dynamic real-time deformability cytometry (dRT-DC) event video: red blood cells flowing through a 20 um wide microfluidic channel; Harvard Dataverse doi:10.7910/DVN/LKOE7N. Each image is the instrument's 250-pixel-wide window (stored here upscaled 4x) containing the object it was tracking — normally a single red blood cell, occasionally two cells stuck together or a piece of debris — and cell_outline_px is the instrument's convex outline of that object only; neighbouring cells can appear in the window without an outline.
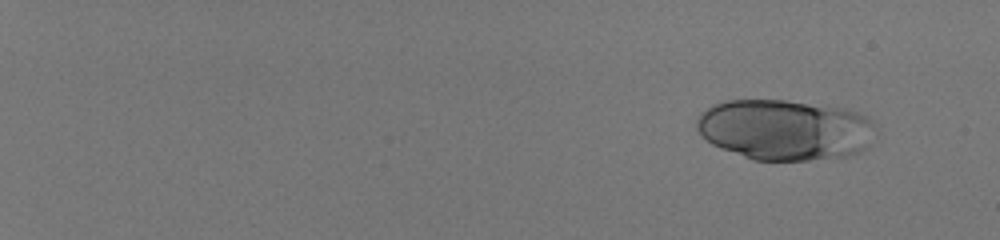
{"species": "human", "species_latin": "Homo sapiens", "temperature_condition": "room temperature", "stored_images_in_passage": 56, "camera_frame_rate_fps": 3000, "um_per_image_px": 0.085, "donor": {"sex": "male"}, "frame": {"image": 1, "passage_image": 6, "time_ms": 1.667, "image_size_px": [1000, 240], "cell_outline_px": [[872, 124], [868, 148], [860, 152], [844, 156], [808, 160], [752, 160], [720, 148], [712, 144], [700, 136], [696, 128], [696, 120], [700, 112], [712, 104], [724, 100], [784, 100], [844, 108], [868, 116], [872, 120]], "centroid_in_image_um": [66.63, 11.02], "position_along_channel_um": 18.4, "area_um2": 63.41}}
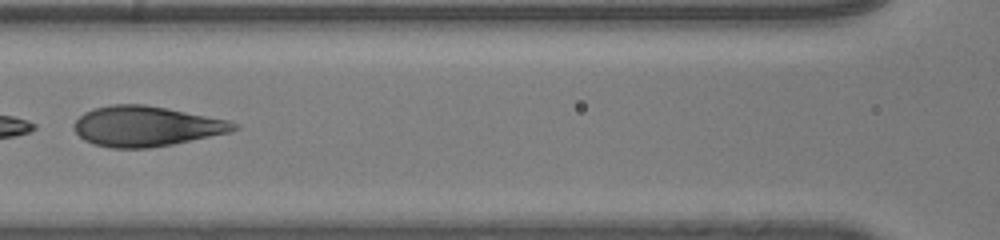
{"frame": {"image": 2, "passage_image": 33, "time_ms": 10.667, "image_size_px": [1000, 240], "cell_outline_px": [[240, 128], [232, 132], [172, 144], [148, 148], [112, 148], [92, 144], [84, 140], [72, 128], [76, 120], [84, 112], [92, 108], [112, 104], [144, 104], [168, 108], [228, 120], [240, 124]], "centroid_in_image_um": [12.43, 10.73], "position_along_channel_um": 154.2, "area_um2": 37.69}}
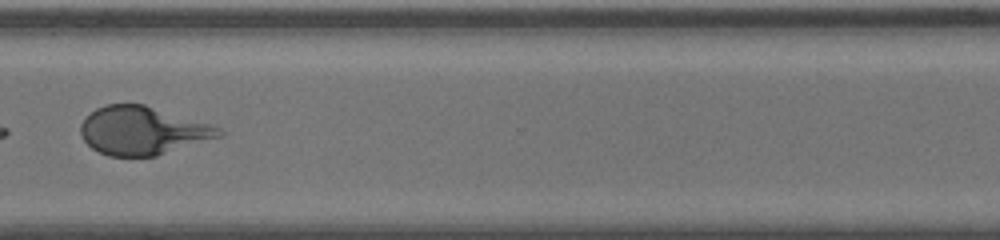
{"frame": {"image": 3, "passage_image": 48, "time_ms": 15.667, "image_size_px": [1000, 240], "cell_outline_px": [[224, 132], [220, 136], [156, 156], [108, 156], [92, 148], [84, 140], [80, 132], [80, 124], [96, 108], [104, 104], [144, 104], [208, 124], [220, 128]], "centroid_in_image_um": [12.07, 11.1], "position_along_channel_um": 358.5, "area_um2": 38.32}}